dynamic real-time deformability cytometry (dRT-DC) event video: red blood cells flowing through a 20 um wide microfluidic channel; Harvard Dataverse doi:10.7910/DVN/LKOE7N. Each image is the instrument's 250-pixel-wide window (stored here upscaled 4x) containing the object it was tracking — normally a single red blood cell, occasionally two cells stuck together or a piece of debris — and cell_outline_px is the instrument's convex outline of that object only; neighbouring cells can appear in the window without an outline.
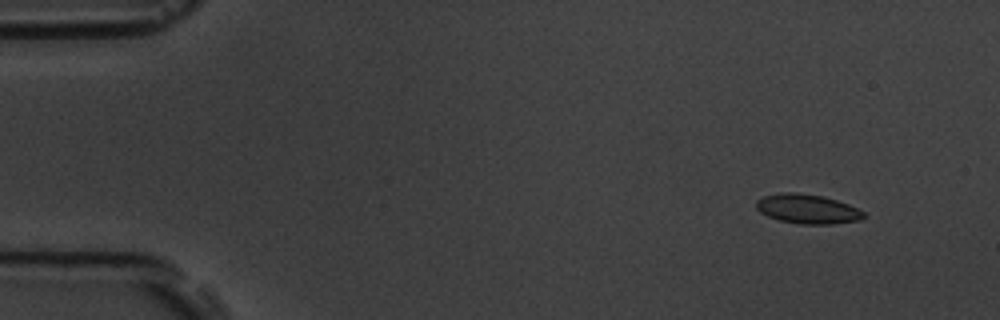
{"species": "common noctule bat (a hibernating species)", "species_latin": "Nyctalus noctula", "temperature_condition": "room temperature", "stored_images_in_passage": 53, "camera_frame_rate_fps": 3000, "um_per_image_px": 0.085, "animal": {"sex": "male", "body_mass_g": 19.5, "forearm_length_mm": 54.6}, "frame": {"image": 1, "passage_image": 4, "time_ms": 1.0, "image_size_px": [1000, 320], "cell_outline_px": [[864, 216], [860, 220], [832, 224], [800, 224], [780, 220], [768, 216], [760, 212], [756, 208], [756, 200], [764, 196], [780, 192], [792, 192], [824, 196], [848, 204], [864, 212]], "centroid_in_image_um": [68.61, 17.76], "position_along_channel_um": 16.4, "area_um2": 18.32}}
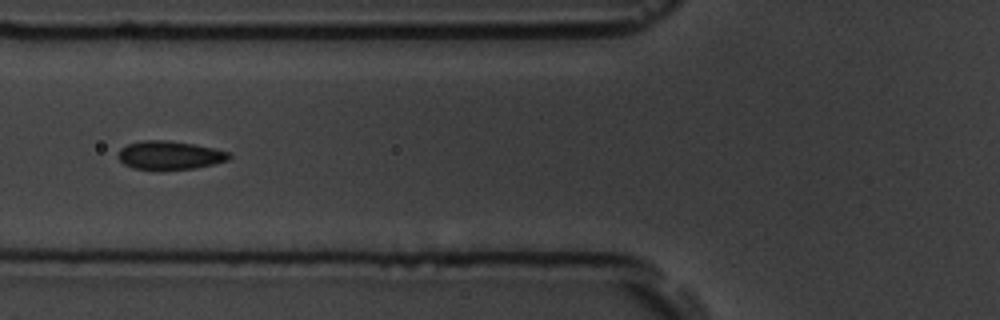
{"frame": {"image": 2, "passage_image": 20, "time_ms": 6.333, "image_size_px": [1000, 320], "cell_outline_px": [[232, 156], [228, 160], [212, 164], [192, 168], [160, 172], [132, 168], [124, 164], [116, 156], [120, 148], [128, 144], [144, 140], [164, 140], [192, 144], [216, 148], [228, 152]], "centroid_in_image_um": [14.37, 13.23], "position_along_channel_um": 111.4, "area_um2": 18.84}}
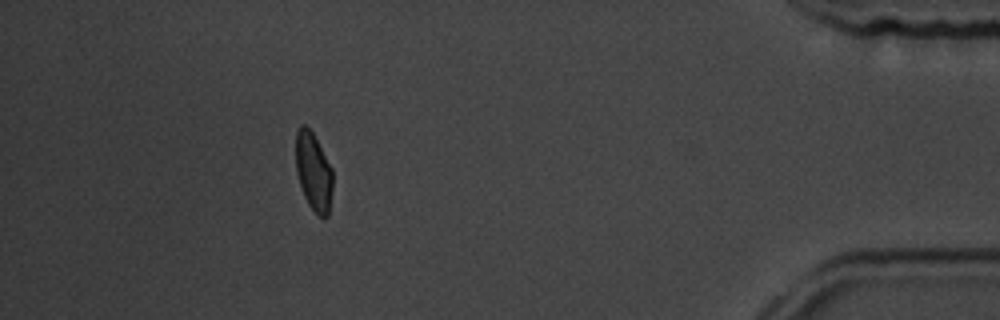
{"frame": {"image": 3, "passage_image": 48, "time_ms": 15.667, "image_size_px": [1000, 320], "cell_outline_px": [[332, 188], [328, 216], [324, 220], [308, 204], [304, 196], [296, 172], [296, 132], [300, 124], [304, 124], [312, 132], [332, 168]], "centroid_in_image_um": [26.64, 14.59], "position_along_channel_um": 408.6, "area_um2": 16.7}, "authors_computed_cell_mechanics": {"area_um2": 18.0914, "velocity_mm_per_s": 3.7737, "shape_relaxation_time_tau1_ms": 2.9894, "shape_relaxation_time_tau2_ms": 0.6439, "deformation_change_tau1": 0.1258, "deformation_change_tau2": 0.0629}}